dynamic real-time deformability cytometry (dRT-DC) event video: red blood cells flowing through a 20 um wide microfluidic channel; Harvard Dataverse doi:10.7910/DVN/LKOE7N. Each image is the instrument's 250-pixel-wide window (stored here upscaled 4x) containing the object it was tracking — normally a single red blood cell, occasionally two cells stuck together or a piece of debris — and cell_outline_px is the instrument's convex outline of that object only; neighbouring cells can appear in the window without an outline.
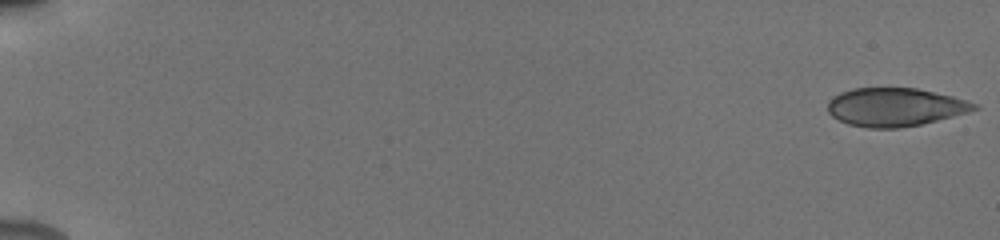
{"species": "human", "species_latin": "Homo sapiens", "temperature_condition": "cold", "stored_images_in_passage": 82, "camera_frame_rate_fps": 3000, "um_per_image_px": 0.085, "donor": {"sex": "male"}, "frame": {"image": 1, "passage_image": 1, "time_ms": 0.0, "image_size_px": [1000, 240], "cell_outline_px": [[980, 108], [968, 112], [920, 124], [896, 128], [868, 128], [848, 124], [832, 116], [828, 112], [828, 100], [832, 96], [840, 92], [852, 88], [916, 88], [952, 96], [976, 104]], "centroid_in_image_um": [76.03, 9.09], "position_along_channel_um": 9.0, "area_um2": 32.48}}
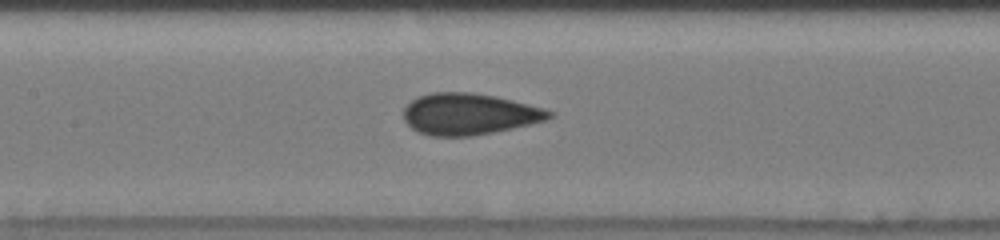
{"frame": {"image": 2, "passage_image": 54, "time_ms": 9.0, "image_size_px": [1000, 240], "cell_outline_px": [[556, 116], [548, 120], [532, 124], [472, 136], [428, 136], [412, 128], [404, 120], [404, 108], [412, 100], [420, 96], [432, 92], [472, 92], [496, 96], [544, 108], [556, 112]], "centroid_in_image_um": [39.93, 9.69], "position_along_channel_um": 167.5, "area_um2": 35.32}}
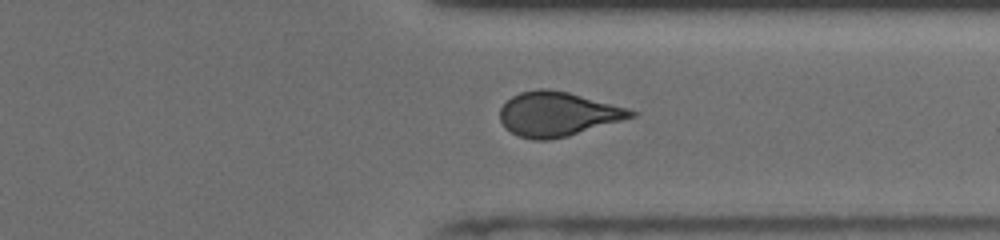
{"frame": {"image": 3, "passage_image": 80, "time_ms": 14.0, "image_size_px": [1000, 240], "cell_outline_px": [[640, 112], [636, 116], [568, 136], [548, 140], [532, 140], [520, 136], [504, 128], [500, 120], [500, 108], [512, 96], [520, 92], [536, 88], [548, 88], [568, 92], [628, 108]], "centroid_in_image_um": [47.39, 9.69], "position_along_channel_um": 364.0, "area_um2": 33.93}, "authors_computed_cell_mechanics": {"area_um2": 34.1598, "velocity_mm_per_s": 3.9381, "shape_relaxation_time_tau1_ms": null, "shape_relaxation_time_tau2_ms": 1.2304, "deformation_change_tau1": null, "deformation_change_tau2": 0.0607}}